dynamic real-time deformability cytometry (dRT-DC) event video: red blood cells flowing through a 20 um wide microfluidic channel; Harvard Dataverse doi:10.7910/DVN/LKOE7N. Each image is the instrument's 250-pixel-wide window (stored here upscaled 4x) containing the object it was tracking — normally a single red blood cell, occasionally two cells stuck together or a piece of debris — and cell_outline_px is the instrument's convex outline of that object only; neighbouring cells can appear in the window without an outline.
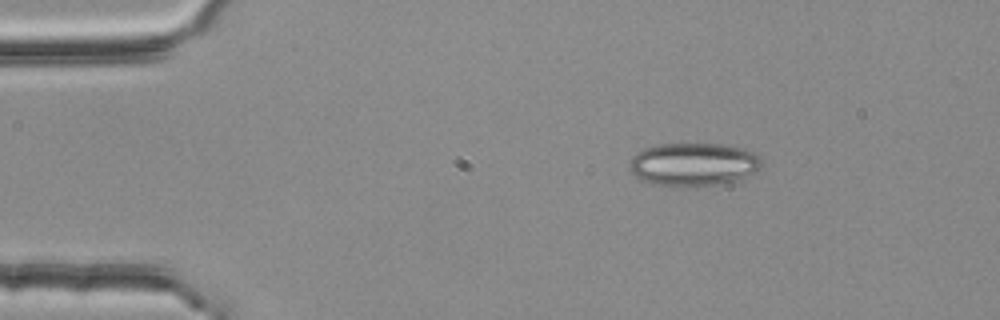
{"species": "common noctule bat (a hibernating species)", "species_latin": "Nyctalus noctula", "temperature_condition": "room temperature", "stored_images_in_passage": 3, "camera_frame_rate_fps": 3000, "um_per_image_px": 0.085, "animal": {"sex": "female", "body_mass_g": 25.1}, "frame": {"image": 1, "passage_image": 1, "time_ms": 0.0, "image_size_px": [1000, 320], "cell_outline_px": [[764, 160], [760, 168], [756, 172], [736, 180], [716, 184], [660, 184], [644, 180], [636, 176], [632, 172], [628, 164], [632, 156], [636, 152], [644, 148], [660, 144], [720, 144], [740, 148], [752, 152], [760, 156]], "centroid_in_image_um": [58.97, 13.92], "position_along_channel_um": 26.0, "area_um2": 32.43}}